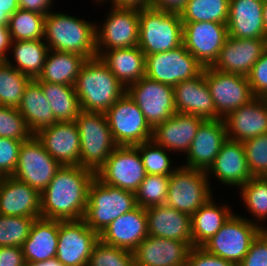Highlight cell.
<instances>
[{
    "label": "cell",
    "instance_id": "4dcf8cb0",
    "mask_svg": "<svg viewBox=\"0 0 267 266\" xmlns=\"http://www.w3.org/2000/svg\"><path fill=\"white\" fill-rule=\"evenodd\" d=\"M97 56L125 88L145 76L146 56L138 46L97 52Z\"/></svg>",
    "mask_w": 267,
    "mask_h": 266
},
{
    "label": "cell",
    "instance_id": "ab89813d",
    "mask_svg": "<svg viewBox=\"0 0 267 266\" xmlns=\"http://www.w3.org/2000/svg\"><path fill=\"white\" fill-rule=\"evenodd\" d=\"M169 179L170 176L146 174L135 192L136 204L144 209L165 204Z\"/></svg>",
    "mask_w": 267,
    "mask_h": 266
},
{
    "label": "cell",
    "instance_id": "9f6ffc18",
    "mask_svg": "<svg viewBox=\"0 0 267 266\" xmlns=\"http://www.w3.org/2000/svg\"><path fill=\"white\" fill-rule=\"evenodd\" d=\"M112 7L143 9L150 7L152 0H111Z\"/></svg>",
    "mask_w": 267,
    "mask_h": 266
},
{
    "label": "cell",
    "instance_id": "816d5d0a",
    "mask_svg": "<svg viewBox=\"0 0 267 266\" xmlns=\"http://www.w3.org/2000/svg\"><path fill=\"white\" fill-rule=\"evenodd\" d=\"M0 266H26L22 247H0Z\"/></svg>",
    "mask_w": 267,
    "mask_h": 266
},
{
    "label": "cell",
    "instance_id": "11a10c76",
    "mask_svg": "<svg viewBox=\"0 0 267 266\" xmlns=\"http://www.w3.org/2000/svg\"><path fill=\"white\" fill-rule=\"evenodd\" d=\"M11 35L7 25H0V61H5L9 56L7 51L11 48Z\"/></svg>",
    "mask_w": 267,
    "mask_h": 266
},
{
    "label": "cell",
    "instance_id": "681fc988",
    "mask_svg": "<svg viewBox=\"0 0 267 266\" xmlns=\"http://www.w3.org/2000/svg\"><path fill=\"white\" fill-rule=\"evenodd\" d=\"M238 266H267V234L261 230Z\"/></svg>",
    "mask_w": 267,
    "mask_h": 266
},
{
    "label": "cell",
    "instance_id": "ee69618b",
    "mask_svg": "<svg viewBox=\"0 0 267 266\" xmlns=\"http://www.w3.org/2000/svg\"><path fill=\"white\" fill-rule=\"evenodd\" d=\"M87 266H135L134 254L100 239L94 245Z\"/></svg>",
    "mask_w": 267,
    "mask_h": 266
},
{
    "label": "cell",
    "instance_id": "1f68e13d",
    "mask_svg": "<svg viewBox=\"0 0 267 266\" xmlns=\"http://www.w3.org/2000/svg\"><path fill=\"white\" fill-rule=\"evenodd\" d=\"M17 109L24 117L32 135L56 123L53 111L42 91L41 85L35 79L31 80L26 86Z\"/></svg>",
    "mask_w": 267,
    "mask_h": 266
},
{
    "label": "cell",
    "instance_id": "2e32d148",
    "mask_svg": "<svg viewBox=\"0 0 267 266\" xmlns=\"http://www.w3.org/2000/svg\"><path fill=\"white\" fill-rule=\"evenodd\" d=\"M111 8L103 26L96 25L97 52L138 46L139 9Z\"/></svg>",
    "mask_w": 267,
    "mask_h": 266
},
{
    "label": "cell",
    "instance_id": "7bdbcfd3",
    "mask_svg": "<svg viewBox=\"0 0 267 266\" xmlns=\"http://www.w3.org/2000/svg\"><path fill=\"white\" fill-rule=\"evenodd\" d=\"M35 218L0 215V247H22Z\"/></svg>",
    "mask_w": 267,
    "mask_h": 266
},
{
    "label": "cell",
    "instance_id": "44dd1931",
    "mask_svg": "<svg viewBox=\"0 0 267 266\" xmlns=\"http://www.w3.org/2000/svg\"><path fill=\"white\" fill-rule=\"evenodd\" d=\"M0 215L41 218V193L13 176L0 177Z\"/></svg>",
    "mask_w": 267,
    "mask_h": 266
},
{
    "label": "cell",
    "instance_id": "d590c367",
    "mask_svg": "<svg viewBox=\"0 0 267 266\" xmlns=\"http://www.w3.org/2000/svg\"><path fill=\"white\" fill-rule=\"evenodd\" d=\"M53 111L56 122H72L82 111L74 86L38 82Z\"/></svg>",
    "mask_w": 267,
    "mask_h": 266
},
{
    "label": "cell",
    "instance_id": "484cf974",
    "mask_svg": "<svg viewBox=\"0 0 267 266\" xmlns=\"http://www.w3.org/2000/svg\"><path fill=\"white\" fill-rule=\"evenodd\" d=\"M173 93L177 113L196 115L204 119H217L204 70L195 78L179 82L173 87Z\"/></svg>",
    "mask_w": 267,
    "mask_h": 266
},
{
    "label": "cell",
    "instance_id": "52a82bcc",
    "mask_svg": "<svg viewBox=\"0 0 267 266\" xmlns=\"http://www.w3.org/2000/svg\"><path fill=\"white\" fill-rule=\"evenodd\" d=\"M262 227L260 222H254V220L252 221L233 213L202 248L208 253L238 266L249 251L251 242L262 230Z\"/></svg>",
    "mask_w": 267,
    "mask_h": 266
},
{
    "label": "cell",
    "instance_id": "e0dca14e",
    "mask_svg": "<svg viewBox=\"0 0 267 266\" xmlns=\"http://www.w3.org/2000/svg\"><path fill=\"white\" fill-rule=\"evenodd\" d=\"M227 37V23L183 22V45L203 67L215 63Z\"/></svg>",
    "mask_w": 267,
    "mask_h": 266
},
{
    "label": "cell",
    "instance_id": "e7e4bbea",
    "mask_svg": "<svg viewBox=\"0 0 267 266\" xmlns=\"http://www.w3.org/2000/svg\"><path fill=\"white\" fill-rule=\"evenodd\" d=\"M262 230L267 234V229L266 228H262Z\"/></svg>",
    "mask_w": 267,
    "mask_h": 266
},
{
    "label": "cell",
    "instance_id": "5bb4252c",
    "mask_svg": "<svg viewBox=\"0 0 267 266\" xmlns=\"http://www.w3.org/2000/svg\"><path fill=\"white\" fill-rule=\"evenodd\" d=\"M105 184L136 192L146 172L136 146H117L96 172Z\"/></svg>",
    "mask_w": 267,
    "mask_h": 266
},
{
    "label": "cell",
    "instance_id": "6f0895ef",
    "mask_svg": "<svg viewBox=\"0 0 267 266\" xmlns=\"http://www.w3.org/2000/svg\"><path fill=\"white\" fill-rule=\"evenodd\" d=\"M0 5L3 9V12L9 17L19 9L18 0H0Z\"/></svg>",
    "mask_w": 267,
    "mask_h": 266
},
{
    "label": "cell",
    "instance_id": "f35d334b",
    "mask_svg": "<svg viewBox=\"0 0 267 266\" xmlns=\"http://www.w3.org/2000/svg\"><path fill=\"white\" fill-rule=\"evenodd\" d=\"M31 80L6 61H0V106L18 108Z\"/></svg>",
    "mask_w": 267,
    "mask_h": 266
},
{
    "label": "cell",
    "instance_id": "be15d7a7",
    "mask_svg": "<svg viewBox=\"0 0 267 266\" xmlns=\"http://www.w3.org/2000/svg\"><path fill=\"white\" fill-rule=\"evenodd\" d=\"M104 1H105V0H96L97 3H98V2H100V3L102 2V3H103Z\"/></svg>",
    "mask_w": 267,
    "mask_h": 266
},
{
    "label": "cell",
    "instance_id": "ac0fdd59",
    "mask_svg": "<svg viewBox=\"0 0 267 266\" xmlns=\"http://www.w3.org/2000/svg\"><path fill=\"white\" fill-rule=\"evenodd\" d=\"M227 140L224 119H205L199 126L184 167L207 171Z\"/></svg>",
    "mask_w": 267,
    "mask_h": 266
},
{
    "label": "cell",
    "instance_id": "cb8c5ba5",
    "mask_svg": "<svg viewBox=\"0 0 267 266\" xmlns=\"http://www.w3.org/2000/svg\"><path fill=\"white\" fill-rule=\"evenodd\" d=\"M227 139L243 142L267 133V98L255 97L224 118Z\"/></svg>",
    "mask_w": 267,
    "mask_h": 266
},
{
    "label": "cell",
    "instance_id": "db71d44e",
    "mask_svg": "<svg viewBox=\"0 0 267 266\" xmlns=\"http://www.w3.org/2000/svg\"><path fill=\"white\" fill-rule=\"evenodd\" d=\"M186 3L187 0H152L151 6L168 12L180 13Z\"/></svg>",
    "mask_w": 267,
    "mask_h": 266
},
{
    "label": "cell",
    "instance_id": "6125c7cd",
    "mask_svg": "<svg viewBox=\"0 0 267 266\" xmlns=\"http://www.w3.org/2000/svg\"><path fill=\"white\" fill-rule=\"evenodd\" d=\"M265 44H266V49H267V33H266V37H265Z\"/></svg>",
    "mask_w": 267,
    "mask_h": 266
},
{
    "label": "cell",
    "instance_id": "83f0119b",
    "mask_svg": "<svg viewBox=\"0 0 267 266\" xmlns=\"http://www.w3.org/2000/svg\"><path fill=\"white\" fill-rule=\"evenodd\" d=\"M264 0H230L228 36L239 39H265Z\"/></svg>",
    "mask_w": 267,
    "mask_h": 266
},
{
    "label": "cell",
    "instance_id": "94428289",
    "mask_svg": "<svg viewBox=\"0 0 267 266\" xmlns=\"http://www.w3.org/2000/svg\"><path fill=\"white\" fill-rule=\"evenodd\" d=\"M9 20V16L3 12V9L0 5V25H7Z\"/></svg>",
    "mask_w": 267,
    "mask_h": 266
},
{
    "label": "cell",
    "instance_id": "9c48e42d",
    "mask_svg": "<svg viewBox=\"0 0 267 266\" xmlns=\"http://www.w3.org/2000/svg\"><path fill=\"white\" fill-rule=\"evenodd\" d=\"M118 146H135L152 140L153 129L139 106L125 93L105 112Z\"/></svg>",
    "mask_w": 267,
    "mask_h": 266
},
{
    "label": "cell",
    "instance_id": "7402d4cb",
    "mask_svg": "<svg viewBox=\"0 0 267 266\" xmlns=\"http://www.w3.org/2000/svg\"><path fill=\"white\" fill-rule=\"evenodd\" d=\"M186 242L148 235L133 251L135 266H186Z\"/></svg>",
    "mask_w": 267,
    "mask_h": 266
},
{
    "label": "cell",
    "instance_id": "7c38bea8",
    "mask_svg": "<svg viewBox=\"0 0 267 266\" xmlns=\"http://www.w3.org/2000/svg\"><path fill=\"white\" fill-rule=\"evenodd\" d=\"M61 166L46 151L37 137L32 135L20 146L17 166L12 176L41 193Z\"/></svg>",
    "mask_w": 267,
    "mask_h": 266
},
{
    "label": "cell",
    "instance_id": "680465c9",
    "mask_svg": "<svg viewBox=\"0 0 267 266\" xmlns=\"http://www.w3.org/2000/svg\"><path fill=\"white\" fill-rule=\"evenodd\" d=\"M26 266H64V265L56 257H54L45 261L29 263L26 264Z\"/></svg>",
    "mask_w": 267,
    "mask_h": 266
},
{
    "label": "cell",
    "instance_id": "ffe728a7",
    "mask_svg": "<svg viewBox=\"0 0 267 266\" xmlns=\"http://www.w3.org/2000/svg\"><path fill=\"white\" fill-rule=\"evenodd\" d=\"M265 50V39H239L228 36L211 67L247 77Z\"/></svg>",
    "mask_w": 267,
    "mask_h": 266
},
{
    "label": "cell",
    "instance_id": "9a60e30c",
    "mask_svg": "<svg viewBox=\"0 0 267 266\" xmlns=\"http://www.w3.org/2000/svg\"><path fill=\"white\" fill-rule=\"evenodd\" d=\"M99 234L81 220H59L56 258L64 266H87Z\"/></svg>",
    "mask_w": 267,
    "mask_h": 266
},
{
    "label": "cell",
    "instance_id": "4316f807",
    "mask_svg": "<svg viewBox=\"0 0 267 266\" xmlns=\"http://www.w3.org/2000/svg\"><path fill=\"white\" fill-rule=\"evenodd\" d=\"M205 119L196 115L175 113L153 129L152 140L168 151H189L200 124Z\"/></svg>",
    "mask_w": 267,
    "mask_h": 266
},
{
    "label": "cell",
    "instance_id": "4fadbf2b",
    "mask_svg": "<svg viewBox=\"0 0 267 266\" xmlns=\"http://www.w3.org/2000/svg\"><path fill=\"white\" fill-rule=\"evenodd\" d=\"M152 129L176 113L173 86L144 76L126 88Z\"/></svg>",
    "mask_w": 267,
    "mask_h": 266
},
{
    "label": "cell",
    "instance_id": "c3c4849f",
    "mask_svg": "<svg viewBox=\"0 0 267 266\" xmlns=\"http://www.w3.org/2000/svg\"><path fill=\"white\" fill-rule=\"evenodd\" d=\"M247 78L253 95L259 98H267V49L252 66Z\"/></svg>",
    "mask_w": 267,
    "mask_h": 266
},
{
    "label": "cell",
    "instance_id": "ba28073f",
    "mask_svg": "<svg viewBox=\"0 0 267 266\" xmlns=\"http://www.w3.org/2000/svg\"><path fill=\"white\" fill-rule=\"evenodd\" d=\"M205 171L180 166L168 183L165 204L192 216L210 198L212 192Z\"/></svg>",
    "mask_w": 267,
    "mask_h": 266
},
{
    "label": "cell",
    "instance_id": "f546056e",
    "mask_svg": "<svg viewBox=\"0 0 267 266\" xmlns=\"http://www.w3.org/2000/svg\"><path fill=\"white\" fill-rule=\"evenodd\" d=\"M58 233L59 220L35 219L22 246L26 264L56 257Z\"/></svg>",
    "mask_w": 267,
    "mask_h": 266
},
{
    "label": "cell",
    "instance_id": "74e56055",
    "mask_svg": "<svg viewBox=\"0 0 267 266\" xmlns=\"http://www.w3.org/2000/svg\"><path fill=\"white\" fill-rule=\"evenodd\" d=\"M46 14L18 9L8 20L12 41L40 40L44 37Z\"/></svg>",
    "mask_w": 267,
    "mask_h": 266
},
{
    "label": "cell",
    "instance_id": "f6af8a7d",
    "mask_svg": "<svg viewBox=\"0 0 267 266\" xmlns=\"http://www.w3.org/2000/svg\"><path fill=\"white\" fill-rule=\"evenodd\" d=\"M253 177H267V133L242 142Z\"/></svg>",
    "mask_w": 267,
    "mask_h": 266
},
{
    "label": "cell",
    "instance_id": "3957f363",
    "mask_svg": "<svg viewBox=\"0 0 267 266\" xmlns=\"http://www.w3.org/2000/svg\"><path fill=\"white\" fill-rule=\"evenodd\" d=\"M96 24L63 13L48 12L43 40L49 50L76 53L86 59L95 58Z\"/></svg>",
    "mask_w": 267,
    "mask_h": 266
},
{
    "label": "cell",
    "instance_id": "603a6c76",
    "mask_svg": "<svg viewBox=\"0 0 267 266\" xmlns=\"http://www.w3.org/2000/svg\"><path fill=\"white\" fill-rule=\"evenodd\" d=\"M148 236L146 210L138 205L112 221L99 239L109 245L134 251Z\"/></svg>",
    "mask_w": 267,
    "mask_h": 266
},
{
    "label": "cell",
    "instance_id": "836d02e7",
    "mask_svg": "<svg viewBox=\"0 0 267 266\" xmlns=\"http://www.w3.org/2000/svg\"><path fill=\"white\" fill-rule=\"evenodd\" d=\"M221 206L212 197L191 216L192 247H202L233 214L227 205Z\"/></svg>",
    "mask_w": 267,
    "mask_h": 266
},
{
    "label": "cell",
    "instance_id": "91938a15",
    "mask_svg": "<svg viewBox=\"0 0 267 266\" xmlns=\"http://www.w3.org/2000/svg\"><path fill=\"white\" fill-rule=\"evenodd\" d=\"M263 25L267 33V0L263 2Z\"/></svg>",
    "mask_w": 267,
    "mask_h": 266
},
{
    "label": "cell",
    "instance_id": "f907efd6",
    "mask_svg": "<svg viewBox=\"0 0 267 266\" xmlns=\"http://www.w3.org/2000/svg\"><path fill=\"white\" fill-rule=\"evenodd\" d=\"M186 266H236L234 263L208 253L202 247H192L187 257Z\"/></svg>",
    "mask_w": 267,
    "mask_h": 266
},
{
    "label": "cell",
    "instance_id": "277c9868",
    "mask_svg": "<svg viewBox=\"0 0 267 266\" xmlns=\"http://www.w3.org/2000/svg\"><path fill=\"white\" fill-rule=\"evenodd\" d=\"M183 44L180 13L156 9H139L138 47L146 55L167 52Z\"/></svg>",
    "mask_w": 267,
    "mask_h": 266
},
{
    "label": "cell",
    "instance_id": "8d00e7d4",
    "mask_svg": "<svg viewBox=\"0 0 267 266\" xmlns=\"http://www.w3.org/2000/svg\"><path fill=\"white\" fill-rule=\"evenodd\" d=\"M230 0H187L180 12L182 22L227 23Z\"/></svg>",
    "mask_w": 267,
    "mask_h": 266
},
{
    "label": "cell",
    "instance_id": "8fae6325",
    "mask_svg": "<svg viewBox=\"0 0 267 266\" xmlns=\"http://www.w3.org/2000/svg\"><path fill=\"white\" fill-rule=\"evenodd\" d=\"M204 67L182 44L176 49L146 55L145 76L171 86L199 76Z\"/></svg>",
    "mask_w": 267,
    "mask_h": 266
},
{
    "label": "cell",
    "instance_id": "7dc6e473",
    "mask_svg": "<svg viewBox=\"0 0 267 266\" xmlns=\"http://www.w3.org/2000/svg\"><path fill=\"white\" fill-rule=\"evenodd\" d=\"M23 141L0 137V177L12 176Z\"/></svg>",
    "mask_w": 267,
    "mask_h": 266
},
{
    "label": "cell",
    "instance_id": "b9f144b4",
    "mask_svg": "<svg viewBox=\"0 0 267 266\" xmlns=\"http://www.w3.org/2000/svg\"><path fill=\"white\" fill-rule=\"evenodd\" d=\"M141 156L146 174L171 176L176 168H172L167 149L157 145L153 140L135 145ZM172 168V169H171Z\"/></svg>",
    "mask_w": 267,
    "mask_h": 266
},
{
    "label": "cell",
    "instance_id": "f1b7e54d",
    "mask_svg": "<svg viewBox=\"0 0 267 266\" xmlns=\"http://www.w3.org/2000/svg\"><path fill=\"white\" fill-rule=\"evenodd\" d=\"M146 210L148 235L186 242L192 248L191 216L160 204Z\"/></svg>",
    "mask_w": 267,
    "mask_h": 266
},
{
    "label": "cell",
    "instance_id": "d6a6232c",
    "mask_svg": "<svg viewBox=\"0 0 267 266\" xmlns=\"http://www.w3.org/2000/svg\"><path fill=\"white\" fill-rule=\"evenodd\" d=\"M86 60L84 56L76 53L49 50L43 69L35 80L74 86Z\"/></svg>",
    "mask_w": 267,
    "mask_h": 266
},
{
    "label": "cell",
    "instance_id": "e575fe53",
    "mask_svg": "<svg viewBox=\"0 0 267 266\" xmlns=\"http://www.w3.org/2000/svg\"><path fill=\"white\" fill-rule=\"evenodd\" d=\"M42 40L12 41L10 50L12 49L16 63L13 64L8 58L5 61L32 80L37 79L49 51L47 44Z\"/></svg>",
    "mask_w": 267,
    "mask_h": 266
},
{
    "label": "cell",
    "instance_id": "60d3db41",
    "mask_svg": "<svg viewBox=\"0 0 267 266\" xmlns=\"http://www.w3.org/2000/svg\"><path fill=\"white\" fill-rule=\"evenodd\" d=\"M240 188L248 211L260 221L267 219V177H252Z\"/></svg>",
    "mask_w": 267,
    "mask_h": 266
},
{
    "label": "cell",
    "instance_id": "30bf717a",
    "mask_svg": "<svg viewBox=\"0 0 267 266\" xmlns=\"http://www.w3.org/2000/svg\"><path fill=\"white\" fill-rule=\"evenodd\" d=\"M204 77L217 112V119H224L232 111L255 98L248 78L239 74L204 67Z\"/></svg>",
    "mask_w": 267,
    "mask_h": 266
},
{
    "label": "cell",
    "instance_id": "bcb514c9",
    "mask_svg": "<svg viewBox=\"0 0 267 266\" xmlns=\"http://www.w3.org/2000/svg\"><path fill=\"white\" fill-rule=\"evenodd\" d=\"M31 136L24 117L17 108L0 106V137L26 141Z\"/></svg>",
    "mask_w": 267,
    "mask_h": 266
},
{
    "label": "cell",
    "instance_id": "d6986e66",
    "mask_svg": "<svg viewBox=\"0 0 267 266\" xmlns=\"http://www.w3.org/2000/svg\"><path fill=\"white\" fill-rule=\"evenodd\" d=\"M35 136L62 166H80V136L75 121L56 122Z\"/></svg>",
    "mask_w": 267,
    "mask_h": 266
},
{
    "label": "cell",
    "instance_id": "f5cc1de1",
    "mask_svg": "<svg viewBox=\"0 0 267 266\" xmlns=\"http://www.w3.org/2000/svg\"><path fill=\"white\" fill-rule=\"evenodd\" d=\"M18 2L20 9L47 14L51 11L53 0H18Z\"/></svg>",
    "mask_w": 267,
    "mask_h": 266
},
{
    "label": "cell",
    "instance_id": "8992f818",
    "mask_svg": "<svg viewBox=\"0 0 267 266\" xmlns=\"http://www.w3.org/2000/svg\"><path fill=\"white\" fill-rule=\"evenodd\" d=\"M80 136V166L95 173L118 146L105 113L81 111L75 119Z\"/></svg>",
    "mask_w": 267,
    "mask_h": 266
},
{
    "label": "cell",
    "instance_id": "5b68a950",
    "mask_svg": "<svg viewBox=\"0 0 267 266\" xmlns=\"http://www.w3.org/2000/svg\"><path fill=\"white\" fill-rule=\"evenodd\" d=\"M136 206L134 192L107 185L96 176L89 186L82 220L100 234L112 221Z\"/></svg>",
    "mask_w": 267,
    "mask_h": 266
},
{
    "label": "cell",
    "instance_id": "7a4b0ae2",
    "mask_svg": "<svg viewBox=\"0 0 267 266\" xmlns=\"http://www.w3.org/2000/svg\"><path fill=\"white\" fill-rule=\"evenodd\" d=\"M74 88L81 109L88 112L105 113L126 93V88L98 56L85 61Z\"/></svg>",
    "mask_w": 267,
    "mask_h": 266
},
{
    "label": "cell",
    "instance_id": "d4e9b609",
    "mask_svg": "<svg viewBox=\"0 0 267 266\" xmlns=\"http://www.w3.org/2000/svg\"><path fill=\"white\" fill-rule=\"evenodd\" d=\"M206 174H214L219 182L230 186L241 187L248 182L253 176L246 161L243 143L227 139Z\"/></svg>",
    "mask_w": 267,
    "mask_h": 266
},
{
    "label": "cell",
    "instance_id": "6da1fadb",
    "mask_svg": "<svg viewBox=\"0 0 267 266\" xmlns=\"http://www.w3.org/2000/svg\"><path fill=\"white\" fill-rule=\"evenodd\" d=\"M96 173L82 166H61L41 192V218L81 220Z\"/></svg>",
    "mask_w": 267,
    "mask_h": 266
}]
</instances>
